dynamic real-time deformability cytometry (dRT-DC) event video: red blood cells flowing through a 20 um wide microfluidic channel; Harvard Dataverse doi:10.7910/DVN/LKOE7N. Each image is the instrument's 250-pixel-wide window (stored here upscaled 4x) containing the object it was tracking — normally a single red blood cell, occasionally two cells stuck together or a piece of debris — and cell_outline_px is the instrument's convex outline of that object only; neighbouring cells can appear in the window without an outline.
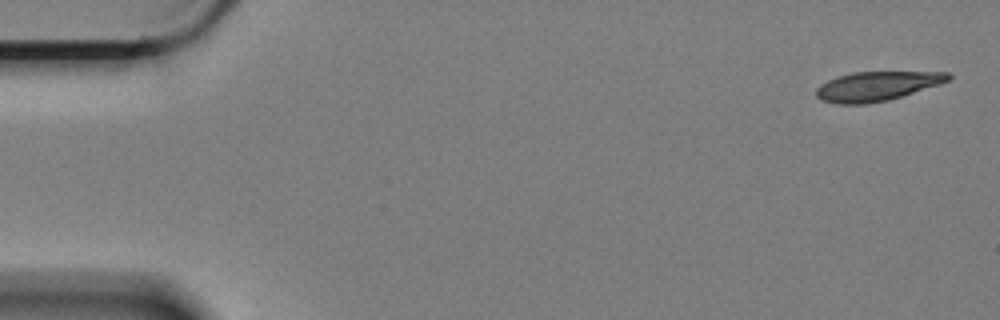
{"species": "Egyptian fruit bat (a non-hibernating species)", "species_latin": "Rousettus aegyptiacus", "temperature_condition": "cold", "stored_images_in_passage": 58, "camera_frame_rate_fps": 3000, "um_per_image_px": 0.085, "animal": {"sex": "female"}, "frame": {"image": 1, "passage_image": 1, "time_ms": 0.0, "image_size_px": [1000, 320], "cell_outline_px": [[952, 76], [948, 80], [940, 84], [888, 100], [868, 104], [836, 104], [820, 100], [816, 96], [816, 88], [820, 84], [836, 76], [852, 72], [948, 72]], "centroid_in_image_um": [74.48, 7.33], "position_along_channel_um": 10.5, "area_um2": 22.6}}
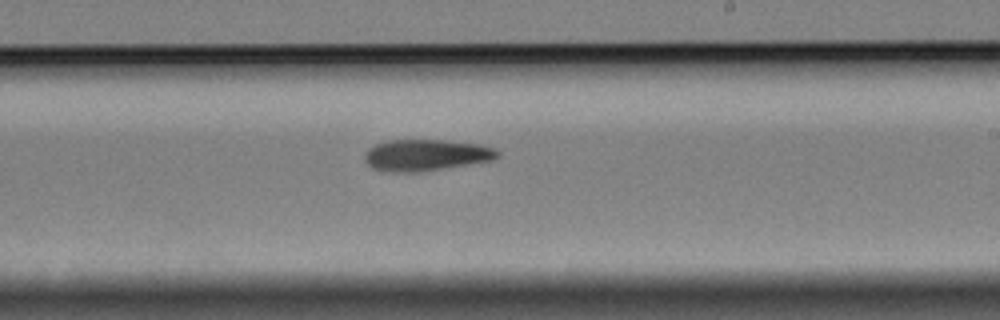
{"frame": {"image": 2, "passage_image": 34, "time_ms": 11.0, "image_size_px": [1000, 320], "cell_outline_px": [[500, 156], [492, 160], [420, 172], [384, 172], [372, 168], [364, 160], [364, 156], [368, 148], [376, 144], [388, 140], [444, 140], [476, 144], [496, 148], [500, 152]], "centroid_in_image_um": [36.18, 13.19], "position_along_channel_um": 252.8, "area_um2": 24.39}}
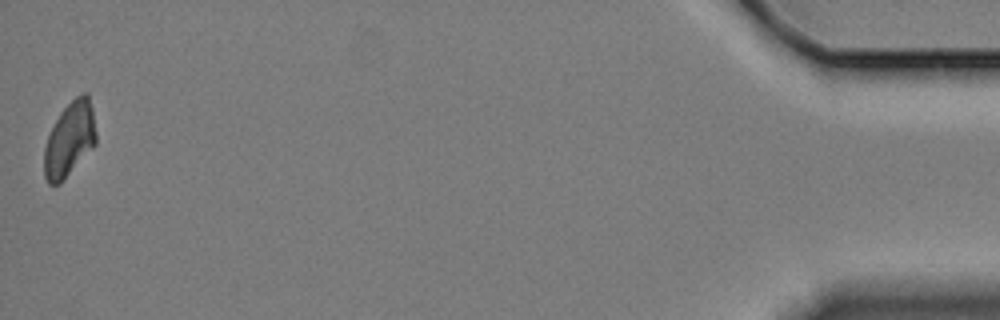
{"frame": {"image": 3, "passage_image": 58, "time_ms": 19.0, "image_size_px": [1000, 320], "cell_outline_px": [[96, 144], [60, 184], [48, 184], [44, 176], [44, 148], [48, 136], [60, 112], [76, 96], [84, 92], [88, 92], [92, 108], [96, 132]], "centroid_in_image_um": [5.92, 11.84], "position_along_channel_um": 429.3, "area_um2": 22.48}, "authors_computed_cell_mechanics": {"area_um2": 23.7558, "velocity_mm_per_s": 3.3359, "shape_relaxation_time_tau1_ms": 3.1263, "shape_relaxation_time_tau2_ms": null, "deformation_change_tau1": 0.1277, "deformation_change_tau2": null}}